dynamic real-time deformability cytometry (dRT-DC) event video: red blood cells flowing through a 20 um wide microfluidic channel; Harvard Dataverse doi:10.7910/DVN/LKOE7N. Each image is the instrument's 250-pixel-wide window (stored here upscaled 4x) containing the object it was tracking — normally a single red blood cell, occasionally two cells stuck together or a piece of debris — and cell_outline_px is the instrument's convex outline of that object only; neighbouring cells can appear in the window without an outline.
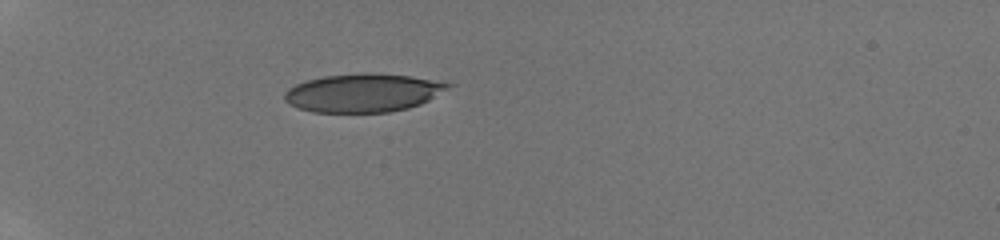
{"species": "human", "species_latin": "Homo sapiens", "temperature_condition": "room temperature", "stored_images_in_passage": 4, "camera_frame_rate_fps": 3000, "um_per_image_px": 0.085, "donor": {"sex": "male"}, "frame": {"image": 1, "passage_image": 1, "time_ms": 0.0, "image_size_px": [1000, 240], "cell_outline_px": [[456, 84], [428, 100], [420, 104], [408, 108], [388, 112], [312, 112], [296, 108], [288, 104], [284, 100], [284, 92], [288, 88], [296, 84], [308, 80], [324, 76], [360, 72], [372, 72], [408, 76]], "centroid_in_image_um": [30.83, 7.89], "position_along_channel_um": 54.2, "area_um2": 36.7}}
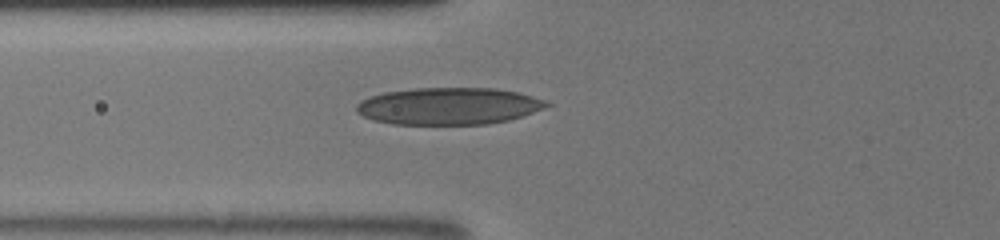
{"frame": {"image": 2, "passage_image": 4, "time_ms": 1.667, "image_size_px": [1000, 240], "cell_outline_px": [[552, 104], [544, 108], [508, 120], [488, 124], [392, 124], [372, 120], [356, 112], [356, 104], [360, 100], [384, 92], [416, 88], [496, 88], [516, 92], [532, 96], [544, 100]], "centroid_in_image_um": [38.1, 9.02], "position_along_channel_um": 87.7, "area_um2": 40.92}}